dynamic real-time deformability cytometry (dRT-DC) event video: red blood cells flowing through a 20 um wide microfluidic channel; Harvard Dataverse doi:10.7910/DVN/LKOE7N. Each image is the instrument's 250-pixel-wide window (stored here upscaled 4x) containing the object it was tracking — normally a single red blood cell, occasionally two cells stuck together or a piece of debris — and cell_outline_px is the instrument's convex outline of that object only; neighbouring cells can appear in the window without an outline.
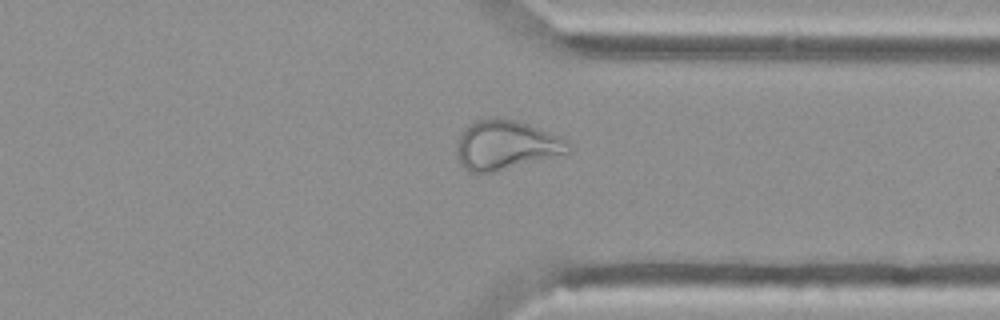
{"species": "Egyptian fruit bat (a non-hibernating species)", "species_latin": "Rousettus aegyptiacus", "temperature_condition": "cold", "stored_images_in_passage": 49, "camera_frame_rate_fps": 3000, "um_per_image_px": 0.085, "animal": {"sex": "female"}, "frame": {"image": 1, "passage_image": 42, "time_ms": 13.667, "image_size_px": [1000, 320], "cell_outline_px": [[572, 152], [492, 172], [468, 172], [460, 164], [456, 156], [456, 148], [460, 136], [464, 128], [476, 120], [512, 120], [528, 124], [560, 136], [572, 148]], "centroid_in_image_um": [42.99, 12.36], "position_along_channel_um": 368.4, "area_um2": 31.44}}